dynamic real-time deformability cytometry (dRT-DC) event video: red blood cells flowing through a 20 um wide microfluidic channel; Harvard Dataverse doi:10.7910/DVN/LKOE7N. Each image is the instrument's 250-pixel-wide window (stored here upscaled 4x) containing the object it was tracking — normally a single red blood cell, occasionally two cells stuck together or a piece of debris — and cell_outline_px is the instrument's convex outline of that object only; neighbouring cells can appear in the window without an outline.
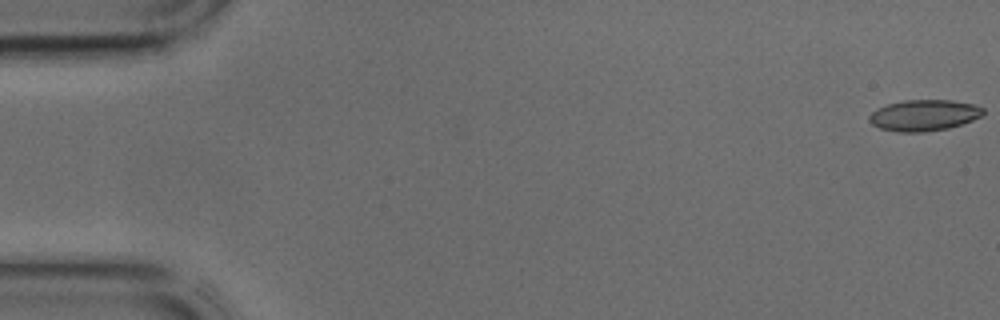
{"species": "common noctule bat (a hibernating species)", "species_latin": "Nyctalus noctula", "temperature_condition": "cold", "stored_images_in_passage": 44, "camera_frame_rate_fps": 3000, "um_per_image_px": 0.085, "animal": {"sex": "male", "body_mass_g": 17.9, "forearm_length_mm": 54.2}, "frame": {"image": 1, "passage_image": 1, "time_ms": 0.0, "image_size_px": [1000, 320], "cell_outline_px": [[984, 112], [980, 116], [972, 120], [948, 128], [924, 132], [900, 132], [880, 128], [872, 124], [868, 120], [868, 116], [872, 112], [888, 104], [904, 100], [952, 100], [972, 104], [984, 108]], "centroid_in_image_um": [78.53, 9.8], "position_along_channel_um": 6.5, "area_um2": 20.46}}
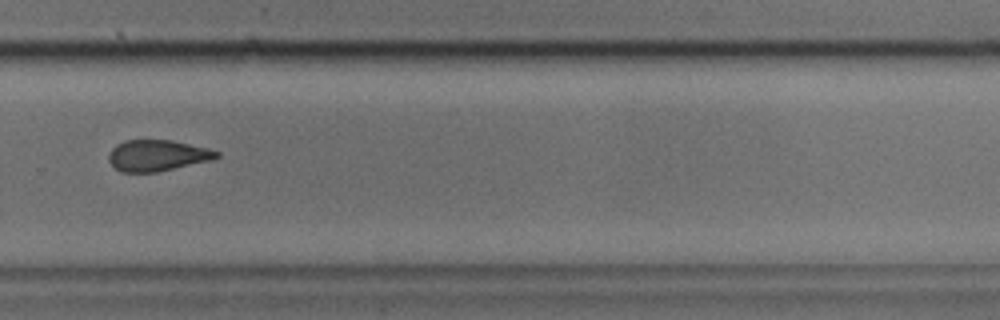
{"frame": {"image": 2, "passage_image": 30, "time_ms": 9.667, "image_size_px": [1000, 320], "cell_outline_px": [[220, 156], [212, 160], [156, 172], [120, 172], [108, 160], [108, 156], [112, 148], [116, 144], [128, 140], [172, 140], [208, 148], [220, 152]], "centroid_in_image_um": [13.38, 13.21], "position_along_channel_um": 316.4, "area_um2": 19.54}}
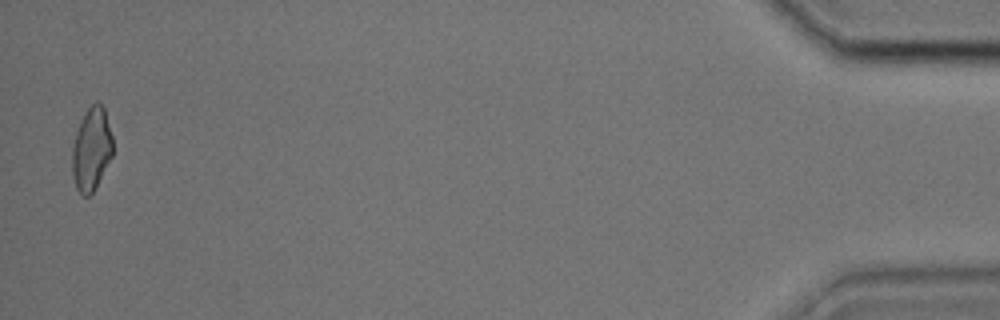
{"frame": {"image": 3, "passage_image": 43, "time_ms": 14.0, "image_size_px": [1000, 320], "cell_outline_px": [[112, 156], [92, 192], [88, 196], [84, 196], [76, 188], [72, 176], [72, 148], [76, 132], [80, 120], [84, 112], [96, 100], [104, 108], [112, 136]], "centroid_in_image_um": [7.75, 12.65], "position_along_channel_um": 427.4, "area_um2": 19.48}}